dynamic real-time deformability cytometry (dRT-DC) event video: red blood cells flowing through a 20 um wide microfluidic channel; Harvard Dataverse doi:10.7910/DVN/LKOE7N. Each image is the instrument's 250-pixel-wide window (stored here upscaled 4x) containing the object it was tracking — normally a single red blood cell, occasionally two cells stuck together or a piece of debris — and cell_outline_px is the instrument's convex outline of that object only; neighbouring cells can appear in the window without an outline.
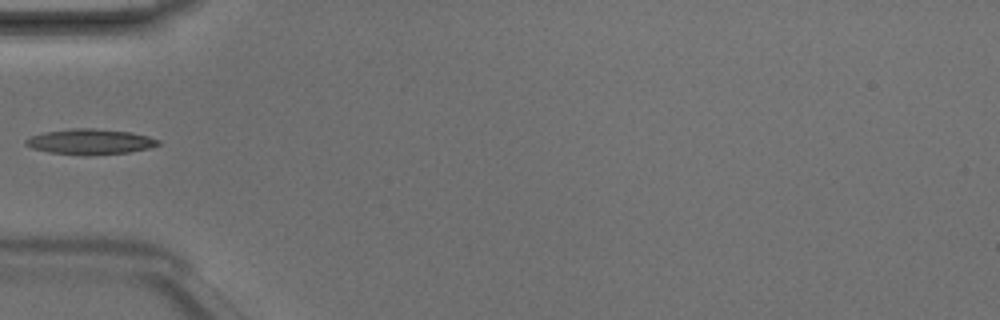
{"species": "Egyptian fruit bat (a non-hibernating species)", "species_latin": "Rousettus aegyptiacus", "temperature_condition": "room temperature", "stored_images_in_passage": 2, "camera_frame_rate_fps": 3000, "um_per_image_px": 0.085, "animal": {"sex": "male"}, "frame": {"image": 1, "passage_image": 2, "time_ms": 0.333, "image_size_px": [1000, 320], "cell_outline_px": [[160, 144], [148, 148], [128, 152], [88, 156], [84, 156], [48, 152], [32, 148], [24, 144], [24, 140], [32, 136], [44, 132], [72, 128], [92, 128], [132, 132], [148, 136], [160, 140]], "centroid_in_image_um": [7.65, 12.05], "position_along_channel_um": 77.4, "area_um2": 19.77}}